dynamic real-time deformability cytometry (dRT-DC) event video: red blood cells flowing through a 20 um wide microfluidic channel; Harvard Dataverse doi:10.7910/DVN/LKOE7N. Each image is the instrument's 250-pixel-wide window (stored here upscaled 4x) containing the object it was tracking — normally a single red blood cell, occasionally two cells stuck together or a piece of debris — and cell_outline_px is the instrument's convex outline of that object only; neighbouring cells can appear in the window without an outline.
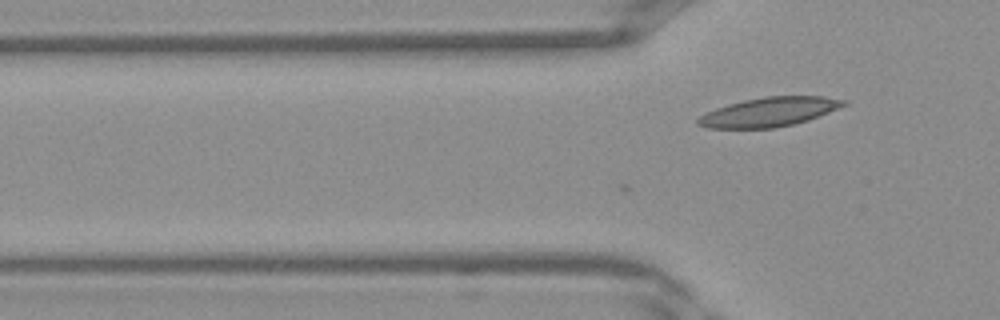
{"species": "Egyptian fruit bat (a non-hibernating species)", "species_latin": "Rousettus aegyptiacus", "temperature_condition": "warm", "stored_images_in_passage": 36, "camera_frame_rate_fps": 3000, "um_per_image_px": 0.085, "frame": {"image": 1, "passage_image": 8, "time_ms": 2.333, "image_size_px": [1000, 320], "cell_outline_px": [[848, 104], [808, 120], [776, 128], [708, 128], [696, 124], [696, 120], [700, 116], [716, 108], [728, 104], [744, 100], [764, 96], [824, 96], [848, 100]], "centroid_in_image_um": [65.39, 9.51], "position_along_channel_um": 60.4, "area_um2": 24.74}}
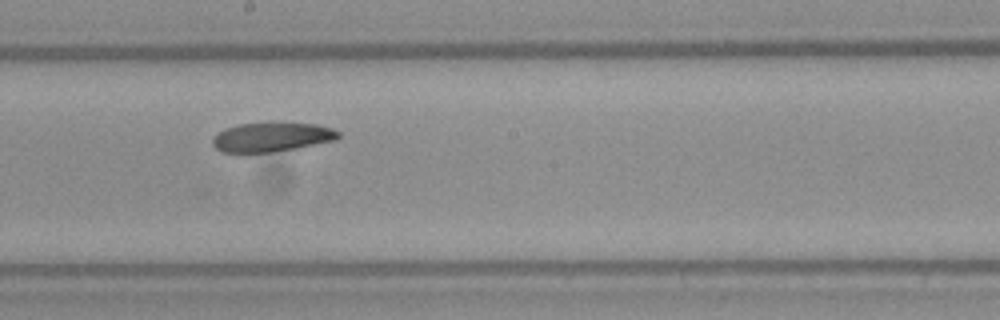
{"frame": {"image": 2, "passage_image": 18, "time_ms": 5.667, "image_size_px": [1000, 320], "cell_outline_px": [[340, 136], [336, 140], [296, 148], [272, 152], [220, 152], [212, 144], [212, 140], [220, 132], [228, 128], [240, 124], [316, 124], [332, 128], [340, 132]], "centroid_in_image_um": [23.13, 11.67], "position_along_channel_um": 225.1, "area_um2": 20.81}}
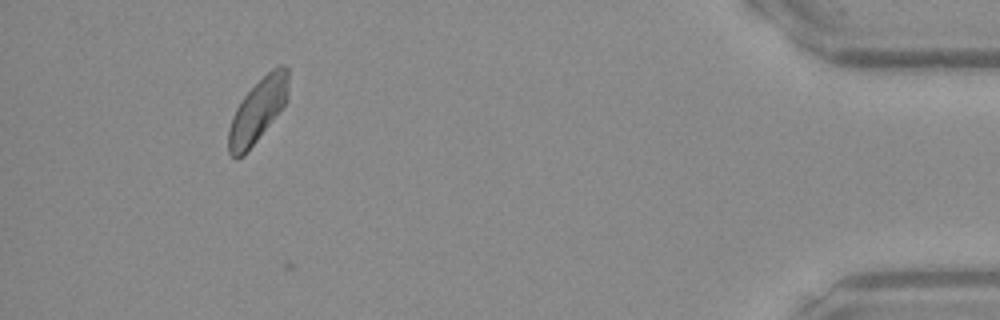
{"frame": {"image": 3, "passage_image": 33, "time_ms": 10.667, "image_size_px": [1000, 320], "cell_outline_px": [[288, 100], [248, 152], [244, 156], [236, 160], [228, 152], [228, 128], [232, 116], [240, 100], [272, 68], [280, 64], [284, 64], [288, 68]], "centroid_in_image_um": [21.9, 9.43], "position_along_channel_um": 413.3, "area_um2": 22.25}}